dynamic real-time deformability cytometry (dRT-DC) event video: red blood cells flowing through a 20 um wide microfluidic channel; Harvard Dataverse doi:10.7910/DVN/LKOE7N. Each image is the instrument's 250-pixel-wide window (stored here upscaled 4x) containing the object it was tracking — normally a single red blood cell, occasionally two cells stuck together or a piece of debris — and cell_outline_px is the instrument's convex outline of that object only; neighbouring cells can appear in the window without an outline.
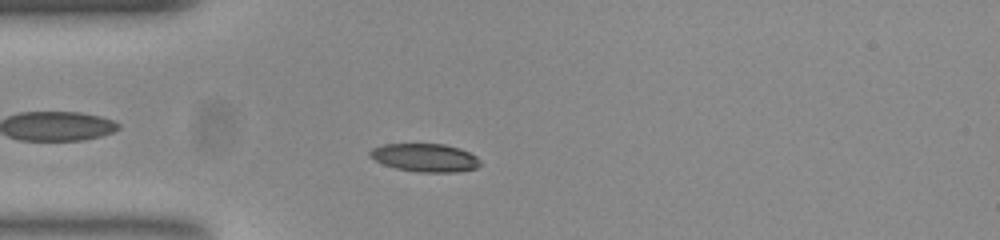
{"species": "common noctule bat (a hibernating species)", "species_latin": "Nyctalus noctula", "temperature_condition": "room temperature", "stored_images_in_passage": 46, "camera_frame_rate_fps": 3000, "um_per_image_px": 0.085, "animal": {"sex": "female", "body_mass_g": 23.0, "forearm_length_mm": 53.4}, "frame": {"image": 1, "passage_image": 7, "time_ms": 2.0, "image_size_px": [1000, 240], "cell_outline_px": [[480, 164], [476, 168], [456, 172], [420, 172], [396, 168], [384, 164], [368, 156], [368, 152], [372, 148], [384, 144], [444, 144], [460, 148], [476, 156], [480, 160]], "centroid_in_image_um": [36.12, 13.39], "position_along_channel_um": 48.9, "area_um2": 18.03}}
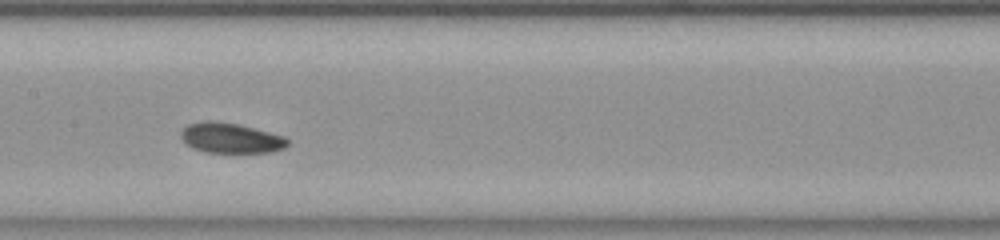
{"frame": {"image": 2, "passage_image": 19, "time_ms": 6.0, "image_size_px": [1000, 240], "cell_outline_px": [[288, 144], [284, 148], [272, 152], [204, 152], [192, 148], [184, 144], [180, 136], [180, 132], [188, 124], [208, 120], [240, 124], [284, 136], [288, 140]], "centroid_in_image_um": [19.58, 11.73], "position_along_channel_um": 187.8, "area_um2": 18.84}}
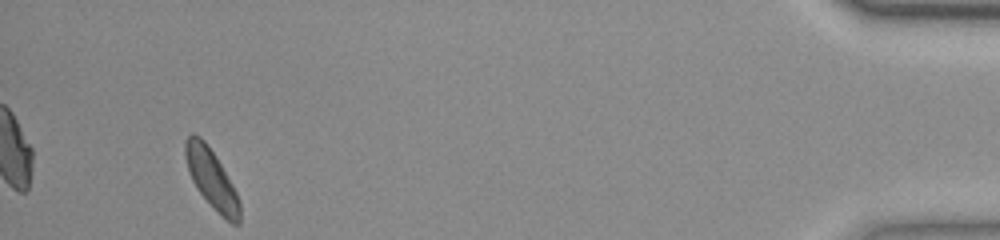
{"frame": {"image": 3, "passage_image": 43, "time_ms": 14.0, "image_size_px": [1000, 240], "cell_outline_px": [[240, 224], [232, 224], [196, 188], [188, 172], [184, 156], [184, 140], [192, 132], [200, 136], [204, 140], [220, 164], [232, 184], [236, 192], [240, 204]], "centroid_in_image_um": [17.94, 15.13], "position_along_channel_um": 417.3, "area_um2": 18.26}, "authors_computed_cell_mechanics": {"area_um2": 18.3804, "velocity_mm_per_s": 3.8096, "shape_relaxation_time_tau1_ms": null, "shape_relaxation_time_tau2_ms": 9.3271, "deformation_change_tau1": null, "deformation_change_tau2": 0.1551}}